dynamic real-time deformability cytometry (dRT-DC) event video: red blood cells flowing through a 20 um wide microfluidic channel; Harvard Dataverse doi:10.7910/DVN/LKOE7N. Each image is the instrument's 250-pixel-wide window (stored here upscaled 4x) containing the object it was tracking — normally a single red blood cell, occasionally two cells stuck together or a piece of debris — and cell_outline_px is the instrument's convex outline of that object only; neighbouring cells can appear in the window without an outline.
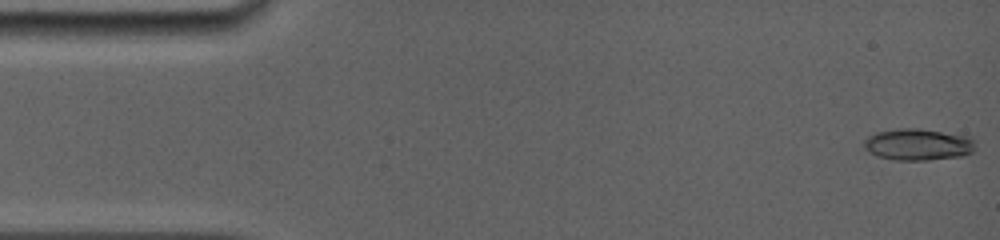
{"species": "common noctule bat (a hibernating species)", "species_latin": "Nyctalus noctula", "temperature_condition": "room temperature", "stored_images_in_passage": 76, "camera_frame_rate_fps": 5000, "um_per_image_px": 0.085, "animal": {"sex": "female", "body_mass_g": 19.0, "forearm_length_mm": 56.7}, "frame": {"image": 1, "passage_image": 1, "time_ms": 0.0, "image_size_px": [1000, 240], "cell_outline_px": [[976, 148], [972, 152], [964, 156], [928, 160], [896, 160], [876, 156], [868, 152], [864, 148], [864, 140], [868, 136], [876, 132], [900, 128], [920, 128], [968, 136], [972, 140]], "centroid_in_image_um": [78.02, 12.28], "position_along_channel_um": 7.0, "area_um2": 20.69}}
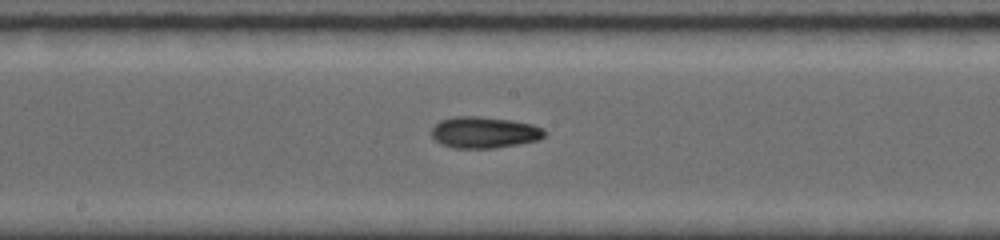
{"frame": {"image": 2, "passage_image": 40, "time_ms": 8.2, "image_size_px": [1000, 240], "cell_outline_px": [[548, 132], [540, 140], [520, 144], [496, 148], [452, 148], [440, 144], [432, 136], [432, 128], [440, 120], [452, 116], [480, 116], [512, 120], [532, 124], [544, 128]], "centroid_in_image_um": [41.19, 11.25], "position_along_channel_um": 207.0, "area_um2": 21.04}}
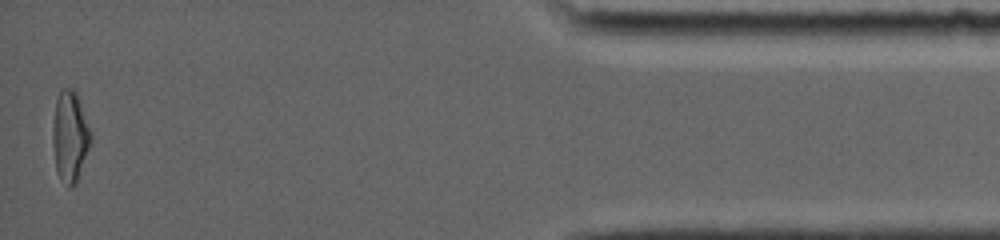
{"frame": {"image": 3, "passage_image": 74, "time_ms": 15.4, "image_size_px": [1000, 240], "cell_outline_px": [[92, 136], [76, 184], [72, 188], [68, 188], [60, 176], [56, 168], [52, 144], [52, 124], [56, 100], [60, 88], [72, 88], [76, 92], [80, 100], [92, 132]], "centroid_in_image_um": [5.94, 11.55], "position_along_channel_um": 429.3, "area_um2": 20.29}, "authors_computed_cell_mechanics": {"area_um2": 19.363, "velocity_mm_per_s": 3.9777, "shape_relaxation_time_tau1_ms": 6.7675, "shape_relaxation_time_tau2_ms": 2.9565, "deformation_change_tau1": 0.1948, "deformation_change_tau2": 0.0776}}